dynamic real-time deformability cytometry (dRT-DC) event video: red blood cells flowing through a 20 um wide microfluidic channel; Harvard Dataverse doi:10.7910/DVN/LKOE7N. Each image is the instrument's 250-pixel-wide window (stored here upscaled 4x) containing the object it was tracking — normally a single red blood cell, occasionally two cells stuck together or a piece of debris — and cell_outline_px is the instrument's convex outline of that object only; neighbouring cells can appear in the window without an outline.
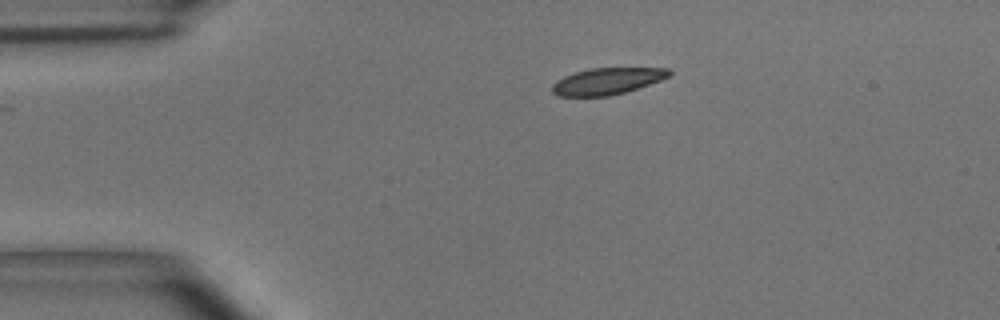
{"species": "common noctule bat (a hibernating species)", "species_latin": "Nyctalus noctula", "temperature_condition": "room temperature", "stored_images_in_passage": 45, "camera_frame_rate_fps": 3000, "um_per_image_px": 0.085, "animal": {"sex": "male", "body_mass_g": 15.6}, "frame": {"image": 1, "passage_image": 1, "time_ms": 0.0, "image_size_px": [1000, 320], "cell_outline_px": [[672, 72], [668, 76], [660, 80], [624, 92], [608, 96], [556, 96], [552, 92], [552, 84], [556, 80], [564, 76], [588, 68], [672, 68]], "centroid_in_image_um": [51.57, 6.89], "position_along_channel_um": 33.4, "area_um2": 18.03}}
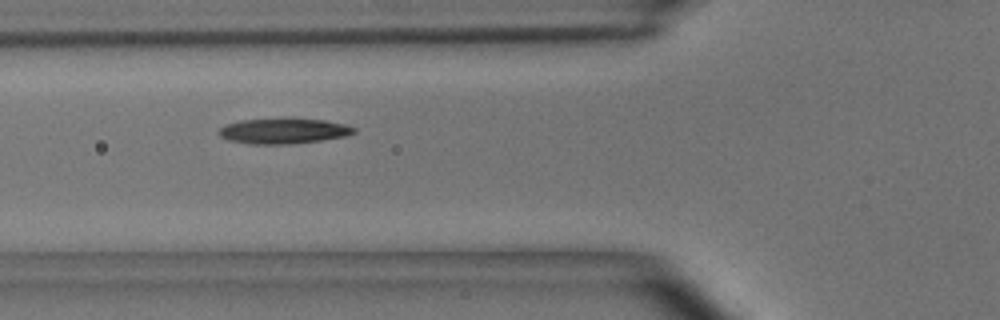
{"frame": {"image": 2, "passage_image": 10, "time_ms": 3.0, "image_size_px": [1000, 320], "cell_outline_px": [[356, 132], [348, 136], [320, 140], [288, 144], [252, 144], [228, 140], [220, 136], [216, 132], [220, 128], [228, 124], [240, 120], [288, 116], [292, 116], [324, 120], [344, 124], [356, 128]], "centroid_in_image_um": [24.11, 11.09], "position_along_channel_um": 101.7, "area_um2": 20.69}}
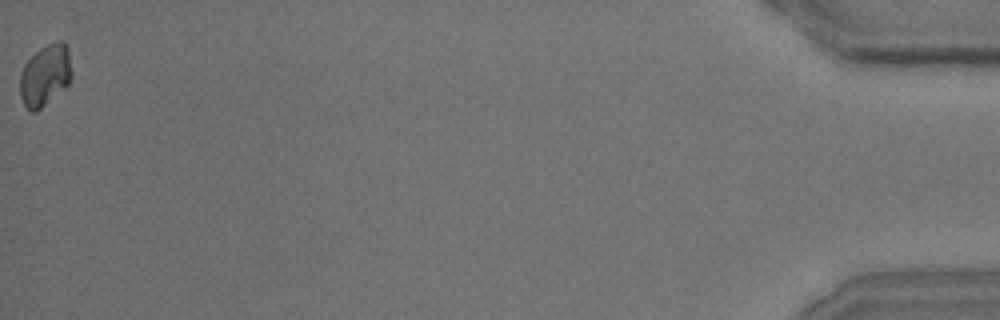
{"frame": {"image": 3, "passage_image": 45, "time_ms": 14.667, "image_size_px": [1000, 320], "cell_outline_px": [[72, 80], [68, 84], [36, 112], [32, 112], [24, 104], [20, 96], [20, 72], [24, 64], [40, 48], [56, 40], [64, 40], [68, 48], [72, 72]], "centroid_in_image_um": [3.85, 6.37], "position_along_channel_um": 431.3, "area_um2": 18.55}, "authors_computed_cell_mechanics": {"area_um2": 19.4786, "velocity_mm_per_s": 3.6304, "shape_relaxation_time_tau1_ms": 3.2699, "shape_relaxation_time_tau2_ms": null, "deformation_change_tau1": 0.1158, "deformation_change_tau2": null}}